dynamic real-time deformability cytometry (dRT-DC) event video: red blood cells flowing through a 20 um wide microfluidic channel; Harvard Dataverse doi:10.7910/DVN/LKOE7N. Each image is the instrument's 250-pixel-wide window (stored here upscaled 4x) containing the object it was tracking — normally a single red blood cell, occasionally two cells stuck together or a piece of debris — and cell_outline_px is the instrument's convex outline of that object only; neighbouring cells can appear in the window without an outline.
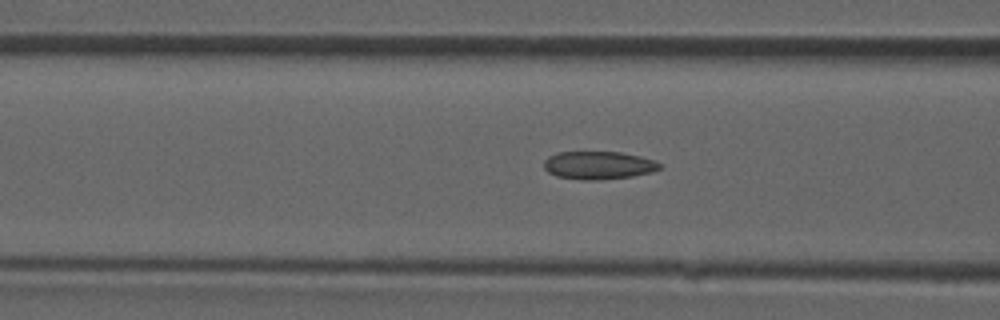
{"species": "common noctule bat (a hibernating species)", "species_latin": "Nyctalus noctula", "temperature_condition": "room temperature", "stored_images_in_passage": 38, "camera_frame_rate_fps": 3000, "um_per_image_px": 0.085, "animal": {"sex": "male", "forearm_length_mm": 52.5}, "frame": {"image": 1, "passage_image": 12, "time_ms": 3.667, "image_size_px": [1000, 320], "cell_outline_px": [[660, 168], [652, 172], [632, 176], [596, 180], [580, 180], [556, 176], [548, 172], [544, 168], [544, 160], [548, 156], [556, 152], [620, 152], [640, 156], [656, 160], [660, 164]], "centroid_in_image_um": [50.85, 14.04], "position_along_channel_um": 115.8, "area_um2": 18.96}}
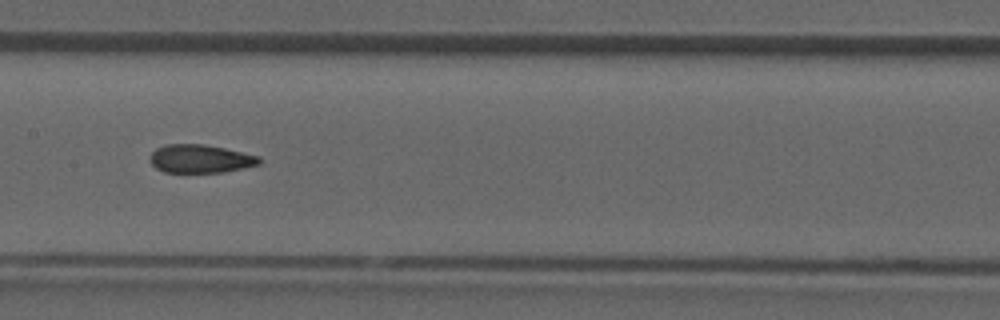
{"frame": {"image": 2, "passage_image": 17, "time_ms": 5.333, "image_size_px": [1000, 320], "cell_outline_px": [[264, 160], [260, 164], [244, 168], [224, 172], [164, 172], [156, 168], [148, 160], [152, 152], [156, 148], [164, 144], [204, 144], [224, 148], [260, 156]], "centroid_in_image_um": [17.04, 13.49], "position_along_channel_um": 190.4, "area_um2": 18.21}}